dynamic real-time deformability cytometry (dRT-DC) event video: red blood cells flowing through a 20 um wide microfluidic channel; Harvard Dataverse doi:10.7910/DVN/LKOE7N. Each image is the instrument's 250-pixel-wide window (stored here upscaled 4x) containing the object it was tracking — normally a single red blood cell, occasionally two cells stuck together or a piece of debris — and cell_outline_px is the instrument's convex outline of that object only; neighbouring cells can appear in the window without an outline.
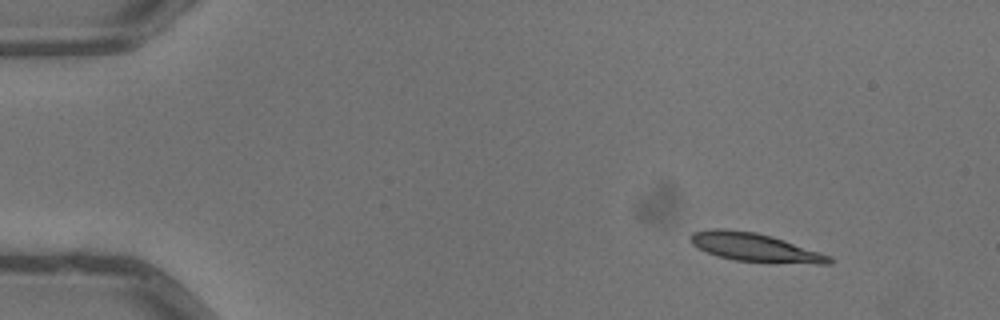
{"species": "common noctule bat (a hibernating species)", "species_latin": "Nyctalus noctula", "temperature_condition": "warm", "stored_images_in_passage": 3, "camera_frame_rate_fps": 3000, "um_per_image_px": 0.085, "animal": {"sex": "male", "body_mass_g": 13.3}, "frame": {"image": 1, "passage_image": 1, "time_ms": 0.0, "image_size_px": [1000, 320], "cell_outline_px": [[832, 264], [816, 264], [736, 260], [716, 256], [692, 244], [688, 240], [688, 236], [692, 232], [712, 228], [724, 228], [756, 232], [772, 236], [832, 256]], "centroid_in_image_um": [64.13, 21.01], "position_along_channel_um": 20.9, "area_um2": 22.95}}
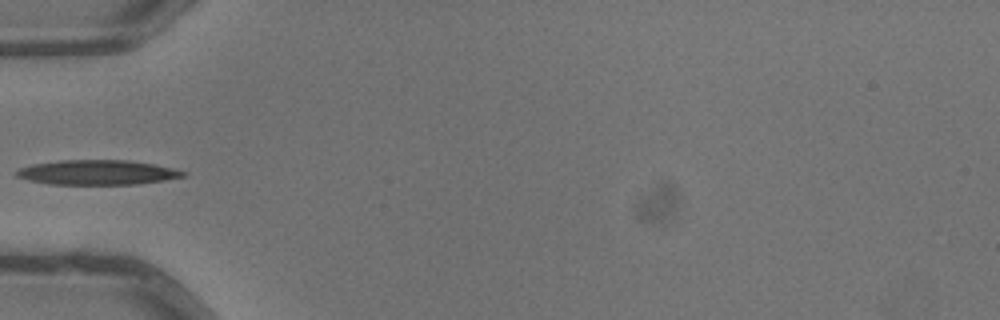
{"frame": {"image": 2, "passage_image": 3, "time_ms": 0.667, "image_size_px": [1000, 320], "cell_outline_px": [[188, 176], [164, 180], [136, 184], [48, 184], [28, 180], [16, 176], [16, 172], [20, 168], [32, 164], [60, 160], [128, 160], [156, 164], [176, 168], [188, 172]], "centroid_in_image_um": [8.34, 14.65], "position_along_channel_um": 76.7, "area_um2": 24.22}}